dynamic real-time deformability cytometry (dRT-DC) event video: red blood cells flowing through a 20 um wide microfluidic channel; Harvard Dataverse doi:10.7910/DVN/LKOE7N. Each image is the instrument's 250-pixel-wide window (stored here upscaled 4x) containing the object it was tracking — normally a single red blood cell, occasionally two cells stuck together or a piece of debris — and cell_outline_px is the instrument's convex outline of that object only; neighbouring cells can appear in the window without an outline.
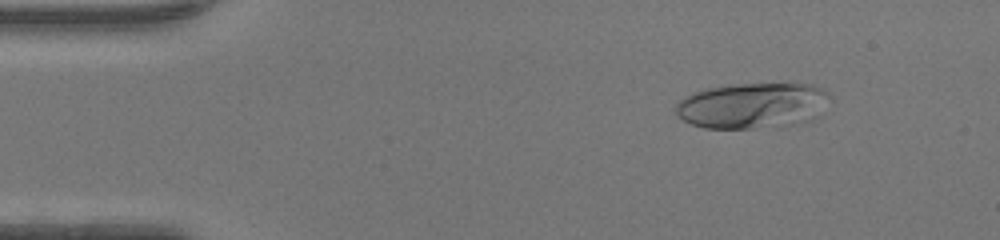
{"species": "human", "species_latin": "Homo sapiens", "temperature_condition": "warm", "stored_images_in_passage": 47, "camera_frame_rate_fps": 3000, "um_per_image_px": 0.085, "donor": {"sex": "female"}, "frame": {"image": 1, "passage_image": 6, "time_ms": 1.667, "image_size_px": [1000, 240], "cell_outline_px": [[828, 96], [820, 116], [808, 120], [748, 128], [704, 128], [692, 124], [676, 116], [676, 104], [684, 96], [692, 92], [704, 88], [732, 84], [812, 84], [828, 92]], "centroid_in_image_um": [63.88, 8.94], "position_along_channel_um": 21.1, "area_um2": 40.46}}
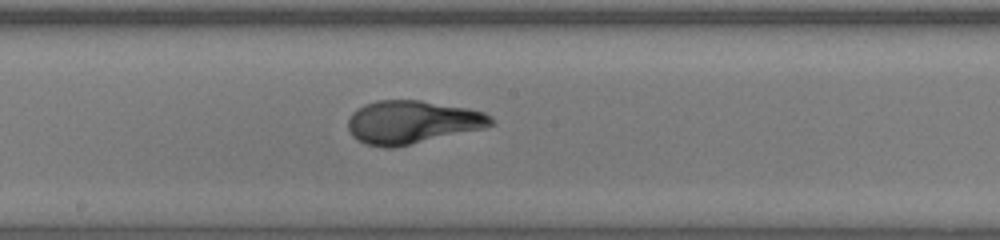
{"frame": {"image": 2, "passage_image": 25, "time_ms": 8.0, "image_size_px": [1000, 240], "cell_outline_px": [[496, 124], [484, 128], [392, 148], [384, 148], [364, 144], [352, 136], [348, 128], [348, 120], [352, 112], [356, 108], [364, 104], [376, 100], [420, 100], [468, 108], [484, 112], [492, 116], [496, 120]], "centroid_in_image_um": [35.03, 10.37], "position_along_channel_um": 213.2, "area_um2": 36.18}}
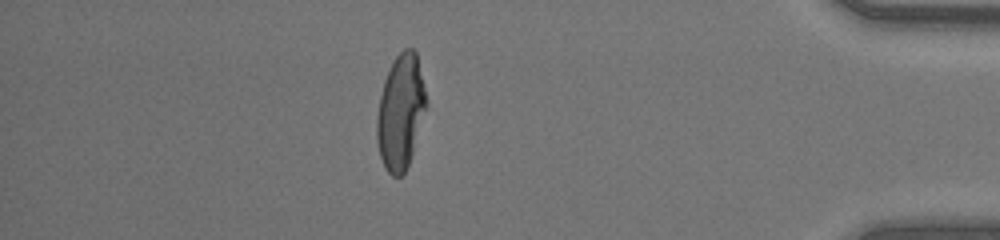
{"frame": {"image": 3, "passage_image": 41, "time_ms": 13.333, "image_size_px": [1000, 240], "cell_outline_px": [[428, 104], [408, 164], [404, 172], [400, 176], [392, 176], [388, 172], [380, 156], [376, 140], [376, 116], [380, 96], [384, 80], [388, 68], [396, 56], [404, 48], [412, 48], [416, 52]], "centroid_in_image_um": [34.04, 9.49], "position_along_channel_um": 401.2, "area_um2": 32.89}, "authors_computed_cell_mechanics": {"area_um2": 35.0846, "velocity_mm_per_s": 4.3561, "shape_relaxation_time_tau1_ms": 4.6752, "shape_relaxation_time_tau2_ms": null, "deformation_change_tau1": 0.2787, "deformation_change_tau2": null}}